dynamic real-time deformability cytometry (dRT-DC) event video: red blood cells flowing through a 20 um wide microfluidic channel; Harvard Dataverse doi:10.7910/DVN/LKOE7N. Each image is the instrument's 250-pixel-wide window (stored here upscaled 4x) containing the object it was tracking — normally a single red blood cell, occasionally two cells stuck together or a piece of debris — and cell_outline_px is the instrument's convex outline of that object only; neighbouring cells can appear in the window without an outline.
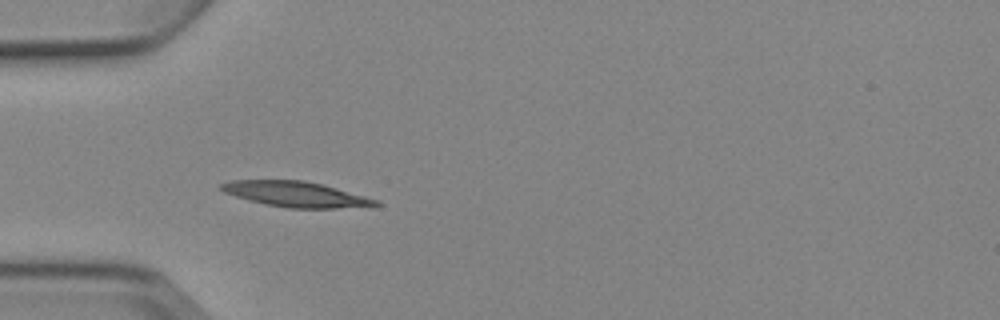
{"species": "Egyptian fruit bat (a non-hibernating species)", "species_latin": "Rousettus aegyptiacus", "temperature_condition": "cold", "stored_images_in_passage": 5, "camera_frame_rate_fps": 3000, "um_per_image_px": 0.085, "animal": {"sex": "female"}, "frame": {"image": 1, "passage_image": 4, "time_ms": 4.333, "image_size_px": [1000, 320], "cell_outline_px": [[384, 204], [376, 208], [288, 208], [264, 204], [236, 196], [224, 192], [216, 188], [220, 184], [232, 180], [304, 180], [324, 184], [380, 200]], "centroid_in_image_um": [25.29, 16.52], "position_along_channel_um": 59.7, "area_um2": 23.52}}
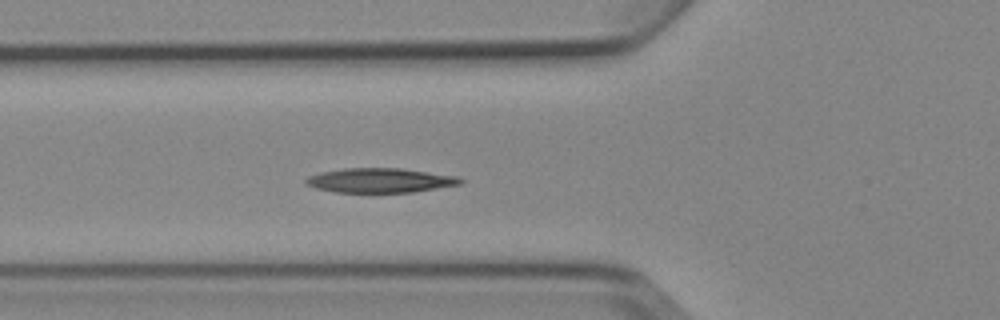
{"frame": {"image": 2, "passage_image": 5, "time_ms": 5.333, "image_size_px": [1000, 320], "cell_outline_px": [[464, 180], [460, 184], [412, 192], [336, 192], [316, 188], [304, 184], [304, 180], [308, 176], [320, 172], [344, 168], [400, 168], [460, 176]], "centroid_in_image_um": [32.29, 15.32], "position_along_channel_um": 93.5, "area_um2": 22.08}}